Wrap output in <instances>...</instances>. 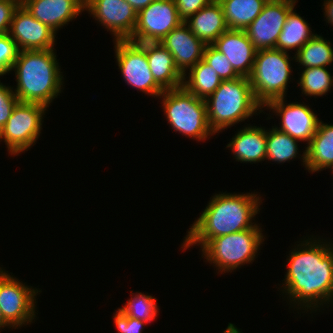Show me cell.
<instances>
[{"mask_svg":"<svg viewBox=\"0 0 333 333\" xmlns=\"http://www.w3.org/2000/svg\"><path fill=\"white\" fill-rule=\"evenodd\" d=\"M315 239L301 241L286 259L288 267L281 291L289 296L293 307L297 304V310L313 312L320 311L318 308L324 304L333 306V243Z\"/></svg>","mask_w":333,"mask_h":333,"instance_id":"obj_1","label":"cell"},{"mask_svg":"<svg viewBox=\"0 0 333 333\" xmlns=\"http://www.w3.org/2000/svg\"><path fill=\"white\" fill-rule=\"evenodd\" d=\"M108 29L115 40H129L137 22V12L125 0H85V9Z\"/></svg>","mask_w":333,"mask_h":333,"instance_id":"obj_13","label":"cell"},{"mask_svg":"<svg viewBox=\"0 0 333 333\" xmlns=\"http://www.w3.org/2000/svg\"><path fill=\"white\" fill-rule=\"evenodd\" d=\"M20 3L35 19L56 33L85 11V0H22Z\"/></svg>","mask_w":333,"mask_h":333,"instance_id":"obj_17","label":"cell"},{"mask_svg":"<svg viewBox=\"0 0 333 333\" xmlns=\"http://www.w3.org/2000/svg\"><path fill=\"white\" fill-rule=\"evenodd\" d=\"M287 52L276 48L258 50L249 81L256 101L263 107L272 100L285 98L292 66Z\"/></svg>","mask_w":333,"mask_h":333,"instance_id":"obj_7","label":"cell"},{"mask_svg":"<svg viewBox=\"0 0 333 333\" xmlns=\"http://www.w3.org/2000/svg\"><path fill=\"white\" fill-rule=\"evenodd\" d=\"M19 4L20 0H0V35L8 33L13 13Z\"/></svg>","mask_w":333,"mask_h":333,"instance_id":"obj_35","label":"cell"},{"mask_svg":"<svg viewBox=\"0 0 333 333\" xmlns=\"http://www.w3.org/2000/svg\"><path fill=\"white\" fill-rule=\"evenodd\" d=\"M297 0H268L259 16L245 29L256 50L276 48L287 15Z\"/></svg>","mask_w":333,"mask_h":333,"instance_id":"obj_12","label":"cell"},{"mask_svg":"<svg viewBox=\"0 0 333 333\" xmlns=\"http://www.w3.org/2000/svg\"><path fill=\"white\" fill-rule=\"evenodd\" d=\"M5 327H12L3 317L2 312L0 310V329H4Z\"/></svg>","mask_w":333,"mask_h":333,"instance_id":"obj_38","label":"cell"},{"mask_svg":"<svg viewBox=\"0 0 333 333\" xmlns=\"http://www.w3.org/2000/svg\"><path fill=\"white\" fill-rule=\"evenodd\" d=\"M236 161L256 163L266 159V130L258 126H246L238 131L226 146Z\"/></svg>","mask_w":333,"mask_h":333,"instance_id":"obj_22","label":"cell"},{"mask_svg":"<svg viewBox=\"0 0 333 333\" xmlns=\"http://www.w3.org/2000/svg\"><path fill=\"white\" fill-rule=\"evenodd\" d=\"M207 119L214 134L229 126L262 113L263 107L256 101L249 78L222 80L219 87L205 99Z\"/></svg>","mask_w":333,"mask_h":333,"instance_id":"obj_4","label":"cell"},{"mask_svg":"<svg viewBox=\"0 0 333 333\" xmlns=\"http://www.w3.org/2000/svg\"><path fill=\"white\" fill-rule=\"evenodd\" d=\"M295 60L302 67H328L333 62V48L330 40L315 34L308 40L291 60Z\"/></svg>","mask_w":333,"mask_h":333,"instance_id":"obj_26","label":"cell"},{"mask_svg":"<svg viewBox=\"0 0 333 333\" xmlns=\"http://www.w3.org/2000/svg\"><path fill=\"white\" fill-rule=\"evenodd\" d=\"M125 1L128 2L134 8V10L138 13L143 8H146L147 6H149L155 0H125Z\"/></svg>","mask_w":333,"mask_h":333,"instance_id":"obj_37","label":"cell"},{"mask_svg":"<svg viewBox=\"0 0 333 333\" xmlns=\"http://www.w3.org/2000/svg\"><path fill=\"white\" fill-rule=\"evenodd\" d=\"M184 22L205 45H212L222 33L229 29L218 0L203 7Z\"/></svg>","mask_w":333,"mask_h":333,"instance_id":"obj_21","label":"cell"},{"mask_svg":"<svg viewBox=\"0 0 333 333\" xmlns=\"http://www.w3.org/2000/svg\"><path fill=\"white\" fill-rule=\"evenodd\" d=\"M188 71V76L185 74L183 77V87L197 98L205 100L222 82L217 72L203 59Z\"/></svg>","mask_w":333,"mask_h":333,"instance_id":"obj_25","label":"cell"},{"mask_svg":"<svg viewBox=\"0 0 333 333\" xmlns=\"http://www.w3.org/2000/svg\"><path fill=\"white\" fill-rule=\"evenodd\" d=\"M213 1L214 0H174L178 15L183 21H186L190 16Z\"/></svg>","mask_w":333,"mask_h":333,"instance_id":"obj_34","label":"cell"},{"mask_svg":"<svg viewBox=\"0 0 333 333\" xmlns=\"http://www.w3.org/2000/svg\"><path fill=\"white\" fill-rule=\"evenodd\" d=\"M262 201L256 193H219L210 199L199 218L189 228L182 250L197 244L202 249L211 239L253 228Z\"/></svg>","mask_w":333,"mask_h":333,"instance_id":"obj_2","label":"cell"},{"mask_svg":"<svg viewBox=\"0 0 333 333\" xmlns=\"http://www.w3.org/2000/svg\"><path fill=\"white\" fill-rule=\"evenodd\" d=\"M294 8L287 15L285 24L276 42V49L287 53L293 49L296 50L293 54H296L315 34L312 33L306 20L296 13Z\"/></svg>","mask_w":333,"mask_h":333,"instance_id":"obj_24","label":"cell"},{"mask_svg":"<svg viewBox=\"0 0 333 333\" xmlns=\"http://www.w3.org/2000/svg\"><path fill=\"white\" fill-rule=\"evenodd\" d=\"M258 225L211 239L201 249L202 256L210 264L213 263V266L219 271L218 273L221 274L232 272L244 264L252 263L260 250V245L265 241L262 228Z\"/></svg>","mask_w":333,"mask_h":333,"instance_id":"obj_6","label":"cell"},{"mask_svg":"<svg viewBox=\"0 0 333 333\" xmlns=\"http://www.w3.org/2000/svg\"><path fill=\"white\" fill-rule=\"evenodd\" d=\"M328 67L304 68L300 74L298 86L302 90V95L323 96L331 90L333 86V76L327 70Z\"/></svg>","mask_w":333,"mask_h":333,"instance_id":"obj_28","label":"cell"},{"mask_svg":"<svg viewBox=\"0 0 333 333\" xmlns=\"http://www.w3.org/2000/svg\"><path fill=\"white\" fill-rule=\"evenodd\" d=\"M303 165L309 173L331 168L333 173V124L322 120L318 129L301 156Z\"/></svg>","mask_w":333,"mask_h":333,"instance_id":"obj_20","label":"cell"},{"mask_svg":"<svg viewBox=\"0 0 333 333\" xmlns=\"http://www.w3.org/2000/svg\"><path fill=\"white\" fill-rule=\"evenodd\" d=\"M146 51L149 67L155 81L164 89L183 86L184 76L175 66L173 56L160 42L139 43Z\"/></svg>","mask_w":333,"mask_h":333,"instance_id":"obj_19","label":"cell"},{"mask_svg":"<svg viewBox=\"0 0 333 333\" xmlns=\"http://www.w3.org/2000/svg\"><path fill=\"white\" fill-rule=\"evenodd\" d=\"M113 320L118 333H142L147 324L146 321L123 314L119 309L114 313Z\"/></svg>","mask_w":333,"mask_h":333,"instance_id":"obj_33","label":"cell"},{"mask_svg":"<svg viewBox=\"0 0 333 333\" xmlns=\"http://www.w3.org/2000/svg\"><path fill=\"white\" fill-rule=\"evenodd\" d=\"M18 102L19 99L13 88L0 82V131L7 123Z\"/></svg>","mask_w":333,"mask_h":333,"instance_id":"obj_32","label":"cell"},{"mask_svg":"<svg viewBox=\"0 0 333 333\" xmlns=\"http://www.w3.org/2000/svg\"><path fill=\"white\" fill-rule=\"evenodd\" d=\"M115 58L124 81L136 90L159 97L165 90L155 81L145 49L130 40H115Z\"/></svg>","mask_w":333,"mask_h":333,"instance_id":"obj_10","label":"cell"},{"mask_svg":"<svg viewBox=\"0 0 333 333\" xmlns=\"http://www.w3.org/2000/svg\"><path fill=\"white\" fill-rule=\"evenodd\" d=\"M285 99H275L270 101L265 107L276 113L281 120L278 130L289 134L292 138L300 141H311L318 129L320 122L317 115L309 106L298 102L287 105Z\"/></svg>","mask_w":333,"mask_h":333,"instance_id":"obj_15","label":"cell"},{"mask_svg":"<svg viewBox=\"0 0 333 333\" xmlns=\"http://www.w3.org/2000/svg\"><path fill=\"white\" fill-rule=\"evenodd\" d=\"M15 41L8 35H0V76L10 73L18 55Z\"/></svg>","mask_w":333,"mask_h":333,"instance_id":"obj_31","label":"cell"},{"mask_svg":"<svg viewBox=\"0 0 333 333\" xmlns=\"http://www.w3.org/2000/svg\"><path fill=\"white\" fill-rule=\"evenodd\" d=\"M324 16L327 23H330L333 26V0H324Z\"/></svg>","mask_w":333,"mask_h":333,"instance_id":"obj_36","label":"cell"},{"mask_svg":"<svg viewBox=\"0 0 333 333\" xmlns=\"http://www.w3.org/2000/svg\"><path fill=\"white\" fill-rule=\"evenodd\" d=\"M212 45L228 58L240 77H250L257 50L245 30L228 29Z\"/></svg>","mask_w":333,"mask_h":333,"instance_id":"obj_18","label":"cell"},{"mask_svg":"<svg viewBox=\"0 0 333 333\" xmlns=\"http://www.w3.org/2000/svg\"><path fill=\"white\" fill-rule=\"evenodd\" d=\"M159 98H163L162 109L175 132L197 141H204L214 134L208 124L204 99L197 98L183 86L165 90Z\"/></svg>","mask_w":333,"mask_h":333,"instance_id":"obj_5","label":"cell"},{"mask_svg":"<svg viewBox=\"0 0 333 333\" xmlns=\"http://www.w3.org/2000/svg\"><path fill=\"white\" fill-rule=\"evenodd\" d=\"M130 294H132L131 298L128 299L124 306L118 309L129 317L143 320L147 323L154 321L160 309L156 304V298L141 292L134 294L131 292Z\"/></svg>","mask_w":333,"mask_h":333,"instance_id":"obj_29","label":"cell"},{"mask_svg":"<svg viewBox=\"0 0 333 333\" xmlns=\"http://www.w3.org/2000/svg\"><path fill=\"white\" fill-rule=\"evenodd\" d=\"M203 60L217 72L221 80H232L240 77L228 58L213 45L205 46Z\"/></svg>","mask_w":333,"mask_h":333,"instance_id":"obj_30","label":"cell"},{"mask_svg":"<svg viewBox=\"0 0 333 333\" xmlns=\"http://www.w3.org/2000/svg\"><path fill=\"white\" fill-rule=\"evenodd\" d=\"M55 49L19 51L11 69L15 71L19 102L39 103L49 108L63 88V72Z\"/></svg>","mask_w":333,"mask_h":333,"instance_id":"obj_3","label":"cell"},{"mask_svg":"<svg viewBox=\"0 0 333 333\" xmlns=\"http://www.w3.org/2000/svg\"><path fill=\"white\" fill-rule=\"evenodd\" d=\"M298 140L292 138L289 134L282 132L272 126V129H266V159L268 161L285 163L299 154Z\"/></svg>","mask_w":333,"mask_h":333,"instance_id":"obj_27","label":"cell"},{"mask_svg":"<svg viewBox=\"0 0 333 333\" xmlns=\"http://www.w3.org/2000/svg\"><path fill=\"white\" fill-rule=\"evenodd\" d=\"M223 9L227 27L245 30L261 13L268 0H218Z\"/></svg>","mask_w":333,"mask_h":333,"instance_id":"obj_23","label":"cell"},{"mask_svg":"<svg viewBox=\"0 0 333 333\" xmlns=\"http://www.w3.org/2000/svg\"><path fill=\"white\" fill-rule=\"evenodd\" d=\"M160 43L170 51L175 66L183 76L203 59L206 46L185 22L169 32Z\"/></svg>","mask_w":333,"mask_h":333,"instance_id":"obj_16","label":"cell"},{"mask_svg":"<svg viewBox=\"0 0 333 333\" xmlns=\"http://www.w3.org/2000/svg\"><path fill=\"white\" fill-rule=\"evenodd\" d=\"M19 51L54 49L56 32L35 19L20 3L13 13L7 33Z\"/></svg>","mask_w":333,"mask_h":333,"instance_id":"obj_14","label":"cell"},{"mask_svg":"<svg viewBox=\"0 0 333 333\" xmlns=\"http://www.w3.org/2000/svg\"><path fill=\"white\" fill-rule=\"evenodd\" d=\"M0 268V310L14 329L31 324L36 319L37 288L27 286Z\"/></svg>","mask_w":333,"mask_h":333,"instance_id":"obj_9","label":"cell"},{"mask_svg":"<svg viewBox=\"0 0 333 333\" xmlns=\"http://www.w3.org/2000/svg\"><path fill=\"white\" fill-rule=\"evenodd\" d=\"M47 107L39 103L18 102L10 118L0 131L10 155L27 151L38 140Z\"/></svg>","mask_w":333,"mask_h":333,"instance_id":"obj_8","label":"cell"},{"mask_svg":"<svg viewBox=\"0 0 333 333\" xmlns=\"http://www.w3.org/2000/svg\"><path fill=\"white\" fill-rule=\"evenodd\" d=\"M183 22L174 0H155L137 13L135 29L129 40L135 43L161 42Z\"/></svg>","mask_w":333,"mask_h":333,"instance_id":"obj_11","label":"cell"}]
</instances>
